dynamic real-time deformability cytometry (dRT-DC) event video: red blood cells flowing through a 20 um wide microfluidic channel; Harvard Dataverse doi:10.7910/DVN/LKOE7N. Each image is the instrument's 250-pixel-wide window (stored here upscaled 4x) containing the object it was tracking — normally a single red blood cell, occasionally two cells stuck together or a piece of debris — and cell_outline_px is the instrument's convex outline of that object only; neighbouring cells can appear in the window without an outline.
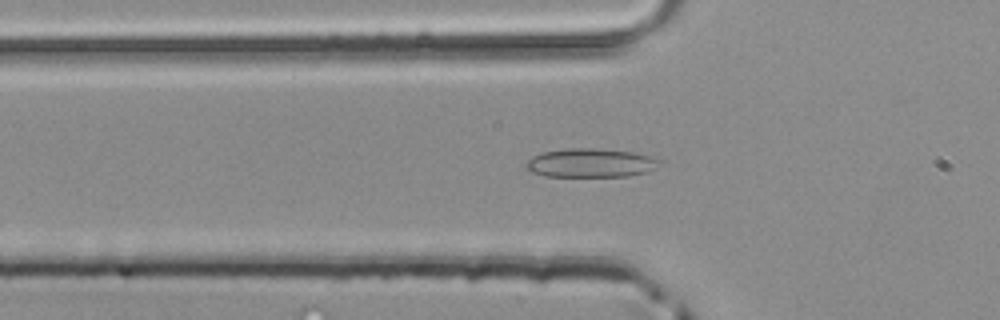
{"species": "common noctule bat (a hibernating species)", "species_latin": "Nyctalus noctula", "temperature_condition": "room temperature", "stored_images_in_passage": 38, "camera_frame_rate_fps": 3000, "um_per_image_px": 0.085, "animal": {"sex": "male", "body_mass_g": 20.4}, "frame": {"image": 1, "passage_image": 6, "time_ms": 1.667, "image_size_px": [1000, 320], "cell_outline_px": [[660, 160], [648, 172], [628, 176], [544, 176], [532, 172], [524, 168], [524, 164], [532, 156], [544, 152], [568, 148], [596, 148], [632, 152], [652, 156]], "centroid_in_image_um": [50.14, 13.85], "position_along_channel_um": 75.7, "area_um2": 22.31}}
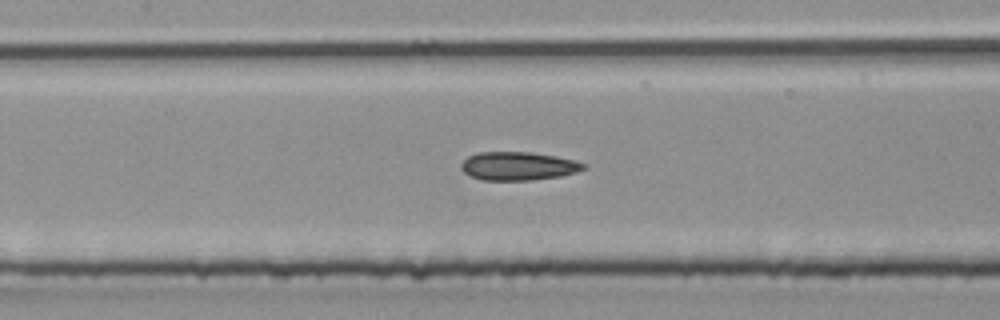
{"frame": {"image": 2, "passage_image": 12, "time_ms": 3.667, "image_size_px": [1000, 320], "cell_outline_px": [[588, 168], [576, 172], [560, 176], [532, 180], [480, 180], [464, 172], [460, 168], [460, 164], [468, 156], [476, 152], [528, 152], [556, 156], [576, 160], [588, 164]], "centroid_in_image_um": [44.07, 14.11], "position_along_channel_um": 163.3, "area_um2": 20.46}}
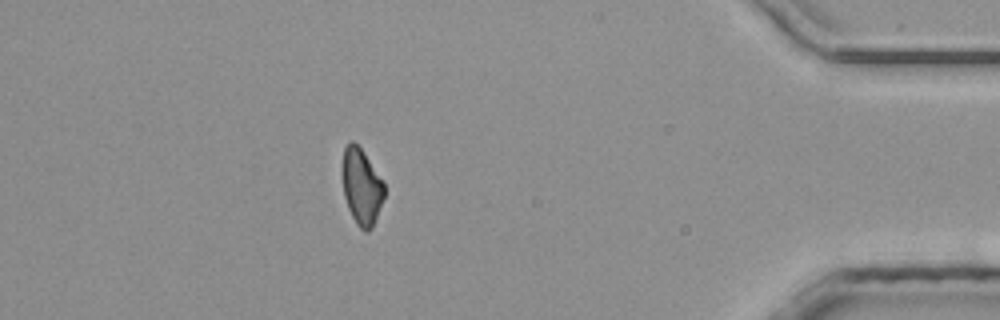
{"frame": {"image": 3, "passage_image": 32, "time_ms": 10.333, "image_size_px": [1000, 320], "cell_outline_px": [[384, 196], [372, 228], [368, 232], [364, 232], [356, 224], [348, 208], [344, 196], [344, 148], [352, 140], [360, 148], [384, 184]], "centroid_in_image_um": [30.74, 15.94], "position_along_channel_um": 404.5, "area_um2": 17.8}}